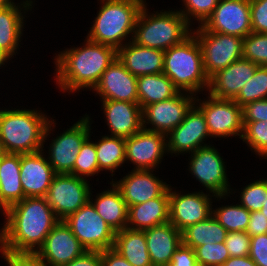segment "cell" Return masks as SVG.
I'll return each mask as SVG.
<instances>
[{"label": "cell", "instance_id": "obj_13", "mask_svg": "<svg viewBox=\"0 0 267 266\" xmlns=\"http://www.w3.org/2000/svg\"><path fill=\"white\" fill-rule=\"evenodd\" d=\"M85 116L52 140L47 159L55 174H71L79 150L91 133L90 117Z\"/></svg>", "mask_w": 267, "mask_h": 266}, {"label": "cell", "instance_id": "obj_49", "mask_svg": "<svg viewBox=\"0 0 267 266\" xmlns=\"http://www.w3.org/2000/svg\"><path fill=\"white\" fill-rule=\"evenodd\" d=\"M102 266H132L113 248L101 251Z\"/></svg>", "mask_w": 267, "mask_h": 266}, {"label": "cell", "instance_id": "obj_8", "mask_svg": "<svg viewBox=\"0 0 267 266\" xmlns=\"http://www.w3.org/2000/svg\"><path fill=\"white\" fill-rule=\"evenodd\" d=\"M64 222L87 251H102L113 248L116 232L97 213L88 201Z\"/></svg>", "mask_w": 267, "mask_h": 266}, {"label": "cell", "instance_id": "obj_18", "mask_svg": "<svg viewBox=\"0 0 267 266\" xmlns=\"http://www.w3.org/2000/svg\"><path fill=\"white\" fill-rule=\"evenodd\" d=\"M166 136L168 138L166 140L167 152L179 155V153L187 152L190 154V152L193 153L197 149L207 146L204 141L210 134L206 118L195 104L186 114L184 120Z\"/></svg>", "mask_w": 267, "mask_h": 266}, {"label": "cell", "instance_id": "obj_3", "mask_svg": "<svg viewBox=\"0 0 267 266\" xmlns=\"http://www.w3.org/2000/svg\"><path fill=\"white\" fill-rule=\"evenodd\" d=\"M54 126V119L49 120L38 110H0V135L7 153L43 151L44 142Z\"/></svg>", "mask_w": 267, "mask_h": 266}, {"label": "cell", "instance_id": "obj_23", "mask_svg": "<svg viewBox=\"0 0 267 266\" xmlns=\"http://www.w3.org/2000/svg\"><path fill=\"white\" fill-rule=\"evenodd\" d=\"M101 101L111 136L128 138L143 128L142 108L138 103Z\"/></svg>", "mask_w": 267, "mask_h": 266}, {"label": "cell", "instance_id": "obj_24", "mask_svg": "<svg viewBox=\"0 0 267 266\" xmlns=\"http://www.w3.org/2000/svg\"><path fill=\"white\" fill-rule=\"evenodd\" d=\"M117 58L134 76L163 73L164 51L134 43L132 40L117 50Z\"/></svg>", "mask_w": 267, "mask_h": 266}, {"label": "cell", "instance_id": "obj_7", "mask_svg": "<svg viewBox=\"0 0 267 266\" xmlns=\"http://www.w3.org/2000/svg\"><path fill=\"white\" fill-rule=\"evenodd\" d=\"M192 34L201 47L203 67L208 78L243 58V38L203 29L200 24Z\"/></svg>", "mask_w": 267, "mask_h": 266}, {"label": "cell", "instance_id": "obj_28", "mask_svg": "<svg viewBox=\"0 0 267 266\" xmlns=\"http://www.w3.org/2000/svg\"><path fill=\"white\" fill-rule=\"evenodd\" d=\"M21 154L6 153L0 158V209L4 212L25 198L20 181Z\"/></svg>", "mask_w": 267, "mask_h": 266}, {"label": "cell", "instance_id": "obj_15", "mask_svg": "<svg viewBox=\"0 0 267 266\" xmlns=\"http://www.w3.org/2000/svg\"><path fill=\"white\" fill-rule=\"evenodd\" d=\"M183 93L185 92H179L171 99L147 105L142 110L143 129L167 135L176 128L196 104L193 94ZM149 123L152 128L147 129L146 125Z\"/></svg>", "mask_w": 267, "mask_h": 266}, {"label": "cell", "instance_id": "obj_50", "mask_svg": "<svg viewBox=\"0 0 267 266\" xmlns=\"http://www.w3.org/2000/svg\"><path fill=\"white\" fill-rule=\"evenodd\" d=\"M222 266H257L255 262L248 256L229 257Z\"/></svg>", "mask_w": 267, "mask_h": 266}, {"label": "cell", "instance_id": "obj_11", "mask_svg": "<svg viewBox=\"0 0 267 266\" xmlns=\"http://www.w3.org/2000/svg\"><path fill=\"white\" fill-rule=\"evenodd\" d=\"M191 154L189 171L212 196L225 199L230 194L226 166L220 153L214 146H204ZM226 196V197H224Z\"/></svg>", "mask_w": 267, "mask_h": 266}, {"label": "cell", "instance_id": "obj_42", "mask_svg": "<svg viewBox=\"0 0 267 266\" xmlns=\"http://www.w3.org/2000/svg\"><path fill=\"white\" fill-rule=\"evenodd\" d=\"M251 237L246 231L228 232L224 241L230 257L249 255Z\"/></svg>", "mask_w": 267, "mask_h": 266}, {"label": "cell", "instance_id": "obj_55", "mask_svg": "<svg viewBox=\"0 0 267 266\" xmlns=\"http://www.w3.org/2000/svg\"><path fill=\"white\" fill-rule=\"evenodd\" d=\"M262 204H263V206H262L260 211L267 217V198L265 201H263Z\"/></svg>", "mask_w": 267, "mask_h": 266}, {"label": "cell", "instance_id": "obj_6", "mask_svg": "<svg viewBox=\"0 0 267 266\" xmlns=\"http://www.w3.org/2000/svg\"><path fill=\"white\" fill-rule=\"evenodd\" d=\"M146 7L145 3L137 17L133 37L130 39L134 43L166 51L192 34L190 24L178 10L149 15Z\"/></svg>", "mask_w": 267, "mask_h": 266}, {"label": "cell", "instance_id": "obj_53", "mask_svg": "<svg viewBox=\"0 0 267 266\" xmlns=\"http://www.w3.org/2000/svg\"><path fill=\"white\" fill-rule=\"evenodd\" d=\"M15 2L12 0H0V9L13 5Z\"/></svg>", "mask_w": 267, "mask_h": 266}, {"label": "cell", "instance_id": "obj_35", "mask_svg": "<svg viewBox=\"0 0 267 266\" xmlns=\"http://www.w3.org/2000/svg\"><path fill=\"white\" fill-rule=\"evenodd\" d=\"M212 215L228 232L246 231L250 219V211L240 204L218 207Z\"/></svg>", "mask_w": 267, "mask_h": 266}, {"label": "cell", "instance_id": "obj_45", "mask_svg": "<svg viewBox=\"0 0 267 266\" xmlns=\"http://www.w3.org/2000/svg\"><path fill=\"white\" fill-rule=\"evenodd\" d=\"M248 256L257 266H267V234L251 237Z\"/></svg>", "mask_w": 267, "mask_h": 266}, {"label": "cell", "instance_id": "obj_33", "mask_svg": "<svg viewBox=\"0 0 267 266\" xmlns=\"http://www.w3.org/2000/svg\"><path fill=\"white\" fill-rule=\"evenodd\" d=\"M99 172L108 170L113 176L114 170L126 161L125 138L116 136H102L95 142Z\"/></svg>", "mask_w": 267, "mask_h": 266}, {"label": "cell", "instance_id": "obj_22", "mask_svg": "<svg viewBox=\"0 0 267 266\" xmlns=\"http://www.w3.org/2000/svg\"><path fill=\"white\" fill-rule=\"evenodd\" d=\"M55 175L42 151L21 154L20 181L25 198L44 197Z\"/></svg>", "mask_w": 267, "mask_h": 266}, {"label": "cell", "instance_id": "obj_31", "mask_svg": "<svg viewBox=\"0 0 267 266\" xmlns=\"http://www.w3.org/2000/svg\"><path fill=\"white\" fill-rule=\"evenodd\" d=\"M179 92L164 73L137 77L138 104L142 110L147 105L171 99Z\"/></svg>", "mask_w": 267, "mask_h": 266}, {"label": "cell", "instance_id": "obj_21", "mask_svg": "<svg viewBox=\"0 0 267 266\" xmlns=\"http://www.w3.org/2000/svg\"><path fill=\"white\" fill-rule=\"evenodd\" d=\"M258 65L241 58L209 78L207 91L219 99H234L253 76Z\"/></svg>", "mask_w": 267, "mask_h": 266}, {"label": "cell", "instance_id": "obj_54", "mask_svg": "<svg viewBox=\"0 0 267 266\" xmlns=\"http://www.w3.org/2000/svg\"><path fill=\"white\" fill-rule=\"evenodd\" d=\"M6 150H5V147L3 145V141H2V138H1V135H0V158L2 156H4L6 154Z\"/></svg>", "mask_w": 267, "mask_h": 266}, {"label": "cell", "instance_id": "obj_52", "mask_svg": "<svg viewBox=\"0 0 267 266\" xmlns=\"http://www.w3.org/2000/svg\"><path fill=\"white\" fill-rule=\"evenodd\" d=\"M10 57L0 49V67L8 61Z\"/></svg>", "mask_w": 267, "mask_h": 266}, {"label": "cell", "instance_id": "obj_32", "mask_svg": "<svg viewBox=\"0 0 267 266\" xmlns=\"http://www.w3.org/2000/svg\"><path fill=\"white\" fill-rule=\"evenodd\" d=\"M227 234L228 231L210 215L206 220L190 225L182 231V244L194 250L203 244L222 243Z\"/></svg>", "mask_w": 267, "mask_h": 266}, {"label": "cell", "instance_id": "obj_5", "mask_svg": "<svg viewBox=\"0 0 267 266\" xmlns=\"http://www.w3.org/2000/svg\"><path fill=\"white\" fill-rule=\"evenodd\" d=\"M163 73L180 92L197 95L204 88L208 89L209 78L204 71L201 47L193 34L164 51Z\"/></svg>", "mask_w": 267, "mask_h": 266}, {"label": "cell", "instance_id": "obj_20", "mask_svg": "<svg viewBox=\"0 0 267 266\" xmlns=\"http://www.w3.org/2000/svg\"><path fill=\"white\" fill-rule=\"evenodd\" d=\"M153 171L133 169L121 180H112L128 207L160 197L169 188L166 182L154 176Z\"/></svg>", "mask_w": 267, "mask_h": 266}, {"label": "cell", "instance_id": "obj_1", "mask_svg": "<svg viewBox=\"0 0 267 266\" xmlns=\"http://www.w3.org/2000/svg\"><path fill=\"white\" fill-rule=\"evenodd\" d=\"M0 252L4 259L31 258L60 221L44 197H28L2 212Z\"/></svg>", "mask_w": 267, "mask_h": 266}, {"label": "cell", "instance_id": "obj_51", "mask_svg": "<svg viewBox=\"0 0 267 266\" xmlns=\"http://www.w3.org/2000/svg\"><path fill=\"white\" fill-rule=\"evenodd\" d=\"M8 266H40L36 264L31 258H10L5 259Z\"/></svg>", "mask_w": 267, "mask_h": 266}, {"label": "cell", "instance_id": "obj_38", "mask_svg": "<svg viewBox=\"0 0 267 266\" xmlns=\"http://www.w3.org/2000/svg\"><path fill=\"white\" fill-rule=\"evenodd\" d=\"M243 58L267 66V33H249L243 38Z\"/></svg>", "mask_w": 267, "mask_h": 266}, {"label": "cell", "instance_id": "obj_16", "mask_svg": "<svg viewBox=\"0 0 267 266\" xmlns=\"http://www.w3.org/2000/svg\"><path fill=\"white\" fill-rule=\"evenodd\" d=\"M210 194L192 192L179 194L169 186V222L180 232L212 215Z\"/></svg>", "mask_w": 267, "mask_h": 266}, {"label": "cell", "instance_id": "obj_25", "mask_svg": "<svg viewBox=\"0 0 267 266\" xmlns=\"http://www.w3.org/2000/svg\"><path fill=\"white\" fill-rule=\"evenodd\" d=\"M153 266H169L172 256L182 244V232L170 222L144 230Z\"/></svg>", "mask_w": 267, "mask_h": 266}, {"label": "cell", "instance_id": "obj_41", "mask_svg": "<svg viewBox=\"0 0 267 266\" xmlns=\"http://www.w3.org/2000/svg\"><path fill=\"white\" fill-rule=\"evenodd\" d=\"M185 8L179 10L189 24L190 20H197L201 25L212 14L219 0H182ZM186 9V10H185ZM196 18V19H195Z\"/></svg>", "mask_w": 267, "mask_h": 266}, {"label": "cell", "instance_id": "obj_37", "mask_svg": "<svg viewBox=\"0 0 267 266\" xmlns=\"http://www.w3.org/2000/svg\"><path fill=\"white\" fill-rule=\"evenodd\" d=\"M242 141L258 156L267 158V122H243Z\"/></svg>", "mask_w": 267, "mask_h": 266}, {"label": "cell", "instance_id": "obj_14", "mask_svg": "<svg viewBox=\"0 0 267 266\" xmlns=\"http://www.w3.org/2000/svg\"><path fill=\"white\" fill-rule=\"evenodd\" d=\"M203 29L245 38L252 32L250 0H219Z\"/></svg>", "mask_w": 267, "mask_h": 266}, {"label": "cell", "instance_id": "obj_4", "mask_svg": "<svg viewBox=\"0 0 267 266\" xmlns=\"http://www.w3.org/2000/svg\"><path fill=\"white\" fill-rule=\"evenodd\" d=\"M144 0H101L100 10L86 37L88 40L114 47L124 46L134 32L137 17L145 5ZM125 38V40H124Z\"/></svg>", "mask_w": 267, "mask_h": 266}, {"label": "cell", "instance_id": "obj_36", "mask_svg": "<svg viewBox=\"0 0 267 266\" xmlns=\"http://www.w3.org/2000/svg\"><path fill=\"white\" fill-rule=\"evenodd\" d=\"M90 136L84 141L79 150L74 168L71 174L86 179L85 177L93 176L99 173L97 152L95 143L90 141ZM84 176V177H83Z\"/></svg>", "mask_w": 267, "mask_h": 266}, {"label": "cell", "instance_id": "obj_34", "mask_svg": "<svg viewBox=\"0 0 267 266\" xmlns=\"http://www.w3.org/2000/svg\"><path fill=\"white\" fill-rule=\"evenodd\" d=\"M267 98V66H258L239 94L233 99L241 108L248 103Z\"/></svg>", "mask_w": 267, "mask_h": 266}, {"label": "cell", "instance_id": "obj_17", "mask_svg": "<svg viewBox=\"0 0 267 266\" xmlns=\"http://www.w3.org/2000/svg\"><path fill=\"white\" fill-rule=\"evenodd\" d=\"M167 136L163 133L141 129L125 138L126 161H131L134 170H154L167 153Z\"/></svg>", "mask_w": 267, "mask_h": 266}, {"label": "cell", "instance_id": "obj_43", "mask_svg": "<svg viewBox=\"0 0 267 266\" xmlns=\"http://www.w3.org/2000/svg\"><path fill=\"white\" fill-rule=\"evenodd\" d=\"M252 32L267 33V0H250Z\"/></svg>", "mask_w": 267, "mask_h": 266}, {"label": "cell", "instance_id": "obj_44", "mask_svg": "<svg viewBox=\"0 0 267 266\" xmlns=\"http://www.w3.org/2000/svg\"><path fill=\"white\" fill-rule=\"evenodd\" d=\"M243 122H267V98L256 100L242 107Z\"/></svg>", "mask_w": 267, "mask_h": 266}, {"label": "cell", "instance_id": "obj_26", "mask_svg": "<svg viewBox=\"0 0 267 266\" xmlns=\"http://www.w3.org/2000/svg\"><path fill=\"white\" fill-rule=\"evenodd\" d=\"M169 222V188L157 198L128 207L127 228L147 230Z\"/></svg>", "mask_w": 267, "mask_h": 266}, {"label": "cell", "instance_id": "obj_2", "mask_svg": "<svg viewBox=\"0 0 267 266\" xmlns=\"http://www.w3.org/2000/svg\"><path fill=\"white\" fill-rule=\"evenodd\" d=\"M83 48H70L55 56L56 84L61 91L94 89L103 72L117 58L114 47L86 40Z\"/></svg>", "mask_w": 267, "mask_h": 266}, {"label": "cell", "instance_id": "obj_48", "mask_svg": "<svg viewBox=\"0 0 267 266\" xmlns=\"http://www.w3.org/2000/svg\"><path fill=\"white\" fill-rule=\"evenodd\" d=\"M62 266H102L100 251H85L80 257Z\"/></svg>", "mask_w": 267, "mask_h": 266}, {"label": "cell", "instance_id": "obj_39", "mask_svg": "<svg viewBox=\"0 0 267 266\" xmlns=\"http://www.w3.org/2000/svg\"><path fill=\"white\" fill-rule=\"evenodd\" d=\"M267 198V179L256 180L243 188L240 205L250 212L260 211Z\"/></svg>", "mask_w": 267, "mask_h": 266}, {"label": "cell", "instance_id": "obj_12", "mask_svg": "<svg viewBox=\"0 0 267 266\" xmlns=\"http://www.w3.org/2000/svg\"><path fill=\"white\" fill-rule=\"evenodd\" d=\"M199 101L197 98L195 102L206 118L212 138L237 135L242 137V108L233 99H219L209 95L207 100Z\"/></svg>", "mask_w": 267, "mask_h": 266}, {"label": "cell", "instance_id": "obj_10", "mask_svg": "<svg viewBox=\"0 0 267 266\" xmlns=\"http://www.w3.org/2000/svg\"><path fill=\"white\" fill-rule=\"evenodd\" d=\"M86 249L70 227L60 220L31 259L40 266H62L80 257Z\"/></svg>", "mask_w": 267, "mask_h": 266}, {"label": "cell", "instance_id": "obj_27", "mask_svg": "<svg viewBox=\"0 0 267 266\" xmlns=\"http://www.w3.org/2000/svg\"><path fill=\"white\" fill-rule=\"evenodd\" d=\"M32 3L31 0H25L21 4L18 3L17 6L14 3L0 9V49L10 58L16 54L15 51L17 48L19 49V42H21L25 18L21 11L30 10Z\"/></svg>", "mask_w": 267, "mask_h": 266}, {"label": "cell", "instance_id": "obj_29", "mask_svg": "<svg viewBox=\"0 0 267 266\" xmlns=\"http://www.w3.org/2000/svg\"><path fill=\"white\" fill-rule=\"evenodd\" d=\"M113 187L110 190H104L93 201L91 198V192L89 200L95 207L97 213L105 220V222L117 232L127 228L128 220V206L123 199L120 190L110 183Z\"/></svg>", "mask_w": 267, "mask_h": 266}, {"label": "cell", "instance_id": "obj_47", "mask_svg": "<svg viewBox=\"0 0 267 266\" xmlns=\"http://www.w3.org/2000/svg\"><path fill=\"white\" fill-rule=\"evenodd\" d=\"M246 233L250 237L267 234V217L261 211L250 212Z\"/></svg>", "mask_w": 267, "mask_h": 266}, {"label": "cell", "instance_id": "obj_19", "mask_svg": "<svg viewBox=\"0 0 267 266\" xmlns=\"http://www.w3.org/2000/svg\"><path fill=\"white\" fill-rule=\"evenodd\" d=\"M101 100H116L138 103L137 77L132 75L116 58L103 72L94 87Z\"/></svg>", "mask_w": 267, "mask_h": 266}, {"label": "cell", "instance_id": "obj_9", "mask_svg": "<svg viewBox=\"0 0 267 266\" xmlns=\"http://www.w3.org/2000/svg\"><path fill=\"white\" fill-rule=\"evenodd\" d=\"M89 185L87 179L72 174H55L44 198L57 218L64 220L90 200Z\"/></svg>", "mask_w": 267, "mask_h": 266}, {"label": "cell", "instance_id": "obj_46", "mask_svg": "<svg viewBox=\"0 0 267 266\" xmlns=\"http://www.w3.org/2000/svg\"><path fill=\"white\" fill-rule=\"evenodd\" d=\"M169 266H199L195 257L194 250L183 244L172 256Z\"/></svg>", "mask_w": 267, "mask_h": 266}, {"label": "cell", "instance_id": "obj_40", "mask_svg": "<svg viewBox=\"0 0 267 266\" xmlns=\"http://www.w3.org/2000/svg\"><path fill=\"white\" fill-rule=\"evenodd\" d=\"M199 266H222L230 257L225 243L203 244L194 249Z\"/></svg>", "mask_w": 267, "mask_h": 266}, {"label": "cell", "instance_id": "obj_30", "mask_svg": "<svg viewBox=\"0 0 267 266\" xmlns=\"http://www.w3.org/2000/svg\"><path fill=\"white\" fill-rule=\"evenodd\" d=\"M113 249L132 266H153L148 253L144 231L129 228L117 231Z\"/></svg>", "mask_w": 267, "mask_h": 266}]
</instances>
